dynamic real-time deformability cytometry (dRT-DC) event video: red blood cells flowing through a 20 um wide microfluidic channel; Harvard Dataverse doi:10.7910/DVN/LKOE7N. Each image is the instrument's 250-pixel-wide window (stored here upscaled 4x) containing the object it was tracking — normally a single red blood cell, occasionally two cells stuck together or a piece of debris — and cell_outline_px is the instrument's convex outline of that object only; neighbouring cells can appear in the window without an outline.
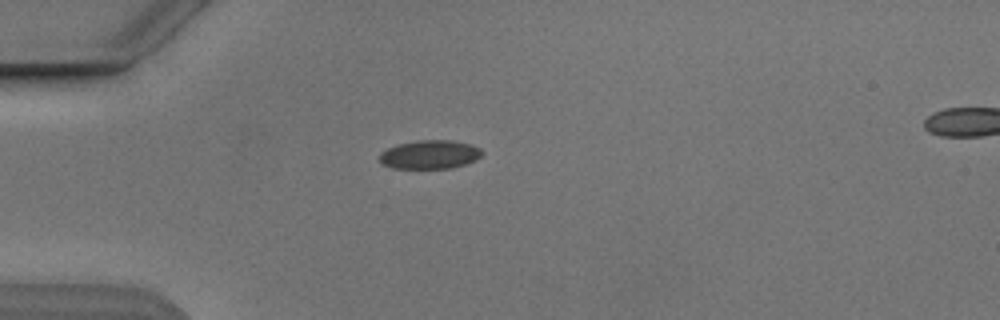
{"species": "Egyptian fruit bat (a non-hibernating species)", "species_latin": "Rousettus aegyptiacus", "temperature_condition": "cold", "stored_images_in_passage": 2, "camera_frame_rate_fps": 3000, "um_per_image_px": 0.085, "animal": {"sex": "male"}, "frame": {"image": 1, "passage_image": 1, "time_ms": 0.0, "image_size_px": [1000, 320], "cell_outline_px": [[484, 152], [476, 160], [452, 168], [392, 168], [380, 164], [380, 152], [388, 148], [400, 144], [420, 140], [452, 140], [472, 144], [480, 148]], "centroid_in_image_um": [36.55, 13.13], "position_along_channel_um": 48.5, "area_um2": 17.17}}